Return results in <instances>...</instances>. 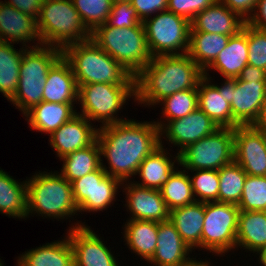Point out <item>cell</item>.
Masks as SVG:
<instances>
[{
	"instance_id": "41",
	"label": "cell",
	"mask_w": 266,
	"mask_h": 266,
	"mask_svg": "<svg viewBox=\"0 0 266 266\" xmlns=\"http://www.w3.org/2000/svg\"><path fill=\"white\" fill-rule=\"evenodd\" d=\"M242 29L247 33L248 65L266 70V31L254 28L246 22Z\"/></svg>"
},
{
	"instance_id": "19",
	"label": "cell",
	"mask_w": 266,
	"mask_h": 266,
	"mask_svg": "<svg viewBox=\"0 0 266 266\" xmlns=\"http://www.w3.org/2000/svg\"><path fill=\"white\" fill-rule=\"evenodd\" d=\"M0 41L13 44L20 42L26 48L40 46L37 20L0 0ZM31 41L37 42L31 46L28 44Z\"/></svg>"
},
{
	"instance_id": "6",
	"label": "cell",
	"mask_w": 266,
	"mask_h": 266,
	"mask_svg": "<svg viewBox=\"0 0 266 266\" xmlns=\"http://www.w3.org/2000/svg\"><path fill=\"white\" fill-rule=\"evenodd\" d=\"M91 39L134 78L152 60L143 25L118 28L105 23L92 32Z\"/></svg>"
},
{
	"instance_id": "32",
	"label": "cell",
	"mask_w": 266,
	"mask_h": 266,
	"mask_svg": "<svg viewBox=\"0 0 266 266\" xmlns=\"http://www.w3.org/2000/svg\"><path fill=\"white\" fill-rule=\"evenodd\" d=\"M230 36L190 32L187 54L204 71L226 47Z\"/></svg>"
},
{
	"instance_id": "5",
	"label": "cell",
	"mask_w": 266,
	"mask_h": 266,
	"mask_svg": "<svg viewBox=\"0 0 266 266\" xmlns=\"http://www.w3.org/2000/svg\"><path fill=\"white\" fill-rule=\"evenodd\" d=\"M37 30L41 45L61 50L92 37L72 0H44L37 19Z\"/></svg>"
},
{
	"instance_id": "39",
	"label": "cell",
	"mask_w": 266,
	"mask_h": 266,
	"mask_svg": "<svg viewBox=\"0 0 266 266\" xmlns=\"http://www.w3.org/2000/svg\"><path fill=\"white\" fill-rule=\"evenodd\" d=\"M114 0H72L75 9L86 27L93 32L105 24L111 13Z\"/></svg>"
},
{
	"instance_id": "3",
	"label": "cell",
	"mask_w": 266,
	"mask_h": 266,
	"mask_svg": "<svg viewBox=\"0 0 266 266\" xmlns=\"http://www.w3.org/2000/svg\"><path fill=\"white\" fill-rule=\"evenodd\" d=\"M62 55L70 64L78 87L93 83L135 84V78L91 38L66 46Z\"/></svg>"
},
{
	"instance_id": "44",
	"label": "cell",
	"mask_w": 266,
	"mask_h": 266,
	"mask_svg": "<svg viewBox=\"0 0 266 266\" xmlns=\"http://www.w3.org/2000/svg\"><path fill=\"white\" fill-rule=\"evenodd\" d=\"M216 1L217 0H168L167 10L191 22L199 12L212 6Z\"/></svg>"
},
{
	"instance_id": "37",
	"label": "cell",
	"mask_w": 266,
	"mask_h": 266,
	"mask_svg": "<svg viewBox=\"0 0 266 266\" xmlns=\"http://www.w3.org/2000/svg\"><path fill=\"white\" fill-rule=\"evenodd\" d=\"M108 174L102 167L74 180L72 184L73 198L78 207V213L94 212L95 180H103Z\"/></svg>"
},
{
	"instance_id": "15",
	"label": "cell",
	"mask_w": 266,
	"mask_h": 266,
	"mask_svg": "<svg viewBox=\"0 0 266 266\" xmlns=\"http://www.w3.org/2000/svg\"><path fill=\"white\" fill-rule=\"evenodd\" d=\"M219 127L199 107L183 118L168 121L160 129V141L178 147L179 153L187 145L214 133ZM180 148V149H179Z\"/></svg>"
},
{
	"instance_id": "22",
	"label": "cell",
	"mask_w": 266,
	"mask_h": 266,
	"mask_svg": "<svg viewBox=\"0 0 266 266\" xmlns=\"http://www.w3.org/2000/svg\"><path fill=\"white\" fill-rule=\"evenodd\" d=\"M78 91L79 87L72 68L62 55L47 73L43 101L78 104Z\"/></svg>"
},
{
	"instance_id": "48",
	"label": "cell",
	"mask_w": 266,
	"mask_h": 266,
	"mask_svg": "<svg viewBox=\"0 0 266 266\" xmlns=\"http://www.w3.org/2000/svg\"><path fill=\"white\" fill-rule=\"evenodd\" d=\"M246 23L254 28L266 31V0H257L254 12Z\"/></svg>"
},
{
	"instance_id": "4",
	"label": "cell",
	"mask_w": 266,
	"mask_h": 266,
	"mask_svg": "<svg viewBox=\"0 0 266 266\" xmlns=\"http://www.w3.org/2000/svg\"><path fill=\"white\" fill-rule=\"evenodd\" d=\"M27 180V216L69 219L78 215L72 184L58 171H39Z\"/></svg>"
},
{
	"instance_id": "49",
	"label": "cell",
	"mask_w": 266,
	"mask_h": 266,
	"mask_svg": "<svg viewBox=\"0 0 266 266\" xmlns=\"http://www.w3.org/2000/svg\"><path fill=\"white\" fill-rule=\"evenodd\" d=\"M235 79L245 82L266 81V70L252 65H246Z\"/></svg>"
},
{
	"instance_id": "38",
	"label": "cell",
	"mask_w": 266,
	"mask_h": 266,
	"mask_svg": "<svg viewBox=\"0 0 266 266\" xmlns=\"http://www.w3.org/2000/svg\"><path fill=\"white\" fill-rule=\"evenodd\" d=\"M191 173L189 178L195 200L202 203L218 202V170H192Z\"/></svg>"
},
{
	"instance_id": "2",
	"label": "cell",
	"mask_w": 266,
	"mask_h": 266,
	"mask_svg": "<svg viewBox=\"0 0 266 266\" xmlns=\"http://www.w3.org/2000/svg\"><path fill=\"white\" fill-rule=\"evenodd\" d=\"M203 77L204 71L187 53L154 57L135 77V102L155 108L167 96L197 89Z\"/></svg>"
},
{
	"instance_id": "51",
	"label": "cell",
	"mask_w": 266,
	"mask_h": 266,
	"mask_svg": "<svg viewBox=\"0 0 266 266\" xmlns=\"http://www.w3.org/2000/svg\"><path fill=\"white\" fill-rule=\"evenodd\" d=\"M210 260H196V258H193L191 261L188 263L182 265V266H211Z\"/></svg>"
},
{
	"instance_id": "47",
	"label": "cell",
	"mask_w": 266,
	"mask_h": 266,
	"mask_svg": "<svg viewBox=\"0 0 266 266\" xmlns=\"http://www.w3.org/2000/svg\"><path fill=\"white\" fill-rule=\"evenodd\" d=\"M15 9L32 16L36 20L39 17L40 10L44 0H4Z\"/></svg>"
},
{
	"instance_id": "21",
	"label": "cell",
	"mask_w": 266,
	"mask_h": 266,
	"mask_svg": "<svg viewBox=\"0 0 266 266\" xmlns=\"http://www.w3.org/2000/svg\"><path fill=\"white\" fill-rule=\"evenodd\" d=\"M245 20L217 0L199 12L191 21L190 32H207L234 36L242 30Z\"/></svg>"
},
{
	"instance_id": "28",
	"label": "cell",
	"mask_w": 266,
	"mask_h": 266,
	"mask_svg": "<svg viewBox=\"0 0 266 266\" xmlns=\"http://www.w3.org/2000/svg\"><path fill=\"white\" fill-rule=\"evenodd\" d=\"M258 254L266 249V212L240 211L236 233V248Z\"/></svg>"
},
{
	"instance_id": "14",
	"label": "cell",
	"mask_w": 266,
	"mask_h": 266,
	"mask_svg": "<svg viewBox=\"0 0 266 266\" xmlns=\"http://www.w3.org/2000/svg\"><path fill=\"white\" fill-rule=\"evenodd\" d=\"M228 96L233 119L239 125H254L266 100V81L228 80Z\"/></svg>"
},
{
	"instance_id": "9",
	"label": "cell",
	"mask_w": 266,
	"mask_h": 266,
	"mask_svg": "<svg viewBox=\"0 0 266 266\" xmlns=\"http://www.w3.org/2000/svg\"><path fill=\"white\" fill-rule=\"evenodd\" d=\"M142 23L152 58L188 52L191 22L186 18L166 10L145 19Z\"/></svg>"
},
{
	"instance_id": "35",
	"label": "cell",
	"mask_w": 266,
	"mask_h": 266,
	"mask_svg": "<svg viewBox=\"0 0 266 266\" xmlns=\"http://www.w3.org/2000/svg\"><path fill=\"white\" fill-rule=\"evenodd\" d=\"M176 169L168 181L160 189L169 210L183 207L194 203L196 200L193 195L189 172L186 170Z\"/></svg>"
},
{
	"instance_id": "13",
	"label": "cell",
	"mask_w": 266,
	"mask_h": 266,
	"mask_svg": "<svg viewBox=\"0 0 266 266\" xmlns=\"http://www.w3.org/2000/svg\"><path fill=\"white\" fill-rule=\"evenodd\" d=\"M234 161L247 175L266 176V133L254 125L234 128Z\"/></svg>"
},
{
	"instance_id": "10",
	"label": "cell",
	"mask_w": 266,
	"mask_h": 266,
	"mask_svg": "<svg viewBox=\"0 0 266 266\" xmlns=\"http://www.w3.org/2000/svg\"><path fill=\"white\" fill-rule=\"evenodd\" d=\"M179 166L192 170H219L234 161V129L218 128L214 133L187 145L179 153Z\"/></svg>"
},
{
	"instance_id": "30",
	"label": "cell",
	"mask_w": 266,
	"mask_h": 266,
	"mask_svg": "<svg viewBox=\"0 0 266 266\" xmlns=\"http://www.w3.org/2000/svg\"><path fill=\"white\" fill-rule=\"evenodd\" d=\"M0 213L15 219L27 216V180L18 182L1 168Z\"/></svg>"
},
{
	"instance_id": "53",
	"label": "cell",
	"mask_w": 266,
	"mask_h": 266,
	"mask_svg": "<svg viewBox=\"0 0 266 266\" xmlns=\"http://www.w3.org/2000/svg\"><path fill=\"white\" fill-rule=\"evenodd\" d=\"M5 263H3V260L0 259V266H4Z\"/></svg>"
},
{
	"instance_id": "50",
	"label": "cell",
	"mask_w": 266,
	"mask_h": 266,
	"mask_svg": "<svg viewBox=\"0 0 266 266\" xmlns=\"http://www.w3.org/2000/svg\"><path fill=\"white\" fill-rule=\"evenodd\" d=\"M254 126L266 133V100L263 104L261 114L259 116V119L255 122Z\"/></svg>"
},
{
	"instance_id": "18",
	"label": "cell",
	"mask_w": 266,
	"mask_h": 266,
	"mask_svg": "<svg viewBox=\"0 0 266 266\" xmlns=\"http://www.w3.org/2000/svg\"><path fill=\"white\" fill-rule=\"evenodd\" d=\"M204 76L198 83V107L210 117L219 128H236L228 96V80L220 86L212 83V77Z\"/></svg>"
},
{
	"instance_id": "20",
	"label": "cell",
	"mask_w": 266,
	"mask_h": 266,
	"mask_svg": "<svg viewBox=\"0 0 266 266\" xmlns=\"http://www.w3.org/2000/svg\"><path fill=\"white\" fill-rule=\"evenodd\" d=\"M157 246L148 263L152 266H182L193 259L190 247L169 221L158 222Z\"/></svg>"
},
{
	"instance_id": "16",
	"label": "cell",
	"mask_w": 266,
	"mask_h": 266,
	"mask_svg": "<svg viewBox=\"0 0 266 266\" xmlns=\"http://www.w3.org/2000/svg\"><path fill=\"white\" fill-rule=\"evenodd\" d=\"M125 192V207L130 212V220L164 222L169 220L168 209L160 190L142 187L134 180L122 182Z\"/></svg>"
},
{
	"instance_id": "27",
	"label": "cell",
	"mask_w": 266,
	"mask_h": 266,
	"mask_svg": "<svg viewBox=\"0 0 266 266\" xmlns=\"http://www.w3.org/2000/svg\"><path fill=\"white\" fill-rule=\"evenodd\" d=\"M74 105L42 101L24 115L25 120L32 130L51 135L77 114Z\"/></svg>"
},
{
	"instance_id": "31",
	"label": "cell",
	"mask_w": 266,
	"mask_h": 266,
	"mask_svg": "<svg viewBox=\"0 0 266 266\" xmlns=\"http://www.w3.org/2000/svg\"><path fill=\"white\" fill-rule=\"evenodd\" d=\"M63 161L59 173L70 183L92 173L101 167V150L98 141L86 148L73 151L61 158Z\"/></svg>"
},
{
	"instance_id": "40",
	"label": "cell",
	"mask_w": 266,
	"mask_h": 266,
	"mask_svg": "<svg viewBox=\"0 0 266 266\" xmlns=\"http://www.w3.org/2000/svg\"><path fill=\"white\" fill-rule=\"evenodd\" d=\"M238 208L240 211H266V176H246Z\"/></svg>"
},
{
	"instance_id": "34",
	"label": "cell",
	"mask_w": 266,
	"mask_h": 266,
	"mask_svg": "<svg viewBox=\"0 0 266 266\" xmlns=\"http://www.w3.org/2000/svg\"><path fill=\"white\" fill-rule=\"evenodd\" d=\"M157 105H163L160 121L154 123L161 129L168 121L183 118L198 107V89H188L165 97ZM163 119V121H162Z\"/></svg>"
},
{
	"instance_id": "7",
	"label": "cell",
	"mask_w": 266,
	"mask_h": 266,
	"mask_svg": "<svg viewBox=\"0 0 266 266\" xmlns=\"http://www.w3.org/2000/svg\"><path fill=\"white\" fill-rule=\"evenodd\" d=\"M61 56V49L45 45L27 48L23 52L18 87L9 100L22 112L23 117L43 101L47 73Z\"/></svg>"
},
{
	"instance_id": "43",
	"label": "cell",
	"mask_w": 266,
	"mask_h": 266,
	"mask_svg": "<svg viewBox=\"0 0 266 266\" xmlns=\"http://www.w3.org/2000/svg\"><path fill=\"white\" fill-rule=\"evenodd\" d=\"M106 24L112 27L129 28L143 25L130 0H114Z\"/></svg>"
},
{
	"instance_id": "17",
	"label": "cell",
	"mask_w": 266,
	"mask_h": 266,
	"mask_svg": "<svg viewBox=\"0 0 266 266\" xmlns=\"http://www.w3.org/2000/svg\"><path fill=\"white\" fill-rule=\"evenodd\" d=\"M98 128L85 116L76 114L49 135L50 146L63 158L73 151L88 147L97 140Z\"/></svg>"
},
{
	"instance_id": "42",
	"label": "cell",
	"mask_w": 266,
	"mask_h": 266,
	"mask_svg": "<svg viewBox=\"0 0 266 266\" xmlns=\"http://www.w3.org/2000/svg\"><path fill=\"white\" fill-rule=\"evenodd\" d=\"M122 188V182L110 175L103 180H95L94 190V213L106 210L113 205L118 195V190ZM118 189V190H117Z\"/></svg>"
},
{
	"instance_id": "11",
	"label": "cell",
	"mask_w": 266,
	"mask_h": 266,
	"mask_svg": "<svg viewBox=\"0 0 266 266\" xmlns=\"http://www.w3.org/2000/svg\"><path fill=\"white\" fill-rule=\"evenodd\" d=\"M239 212L238 205L235 204L205 203L201 250L221 257L231 250H236Z\"/></svg>"
},
{
	"instance_id": "46",
	"label": "cell",
	"mask_w": 266,
	"mask_h": 266,
	"mask_svg": "<svg viewBox=\"0 0 266 266\" xmlns=\"http://www.w3.org/2000/svg\"><path fill=\"white\" fill-rule=\"evenodd\" d=\"M231 11L236 12L245 21L252 15L257 0H219Z\"/></svg>"
},
{
	"instance_id": "23",
	"label": "cell",
	"mask_w": 266,
	"mask_h": 266,
	"mask_svg": "<svg viewBox=\"0 0 266 266\" xmlns=\"http://www.w3.org/2000/svg\"><path fill=\"white\" fill-rule=\"evenodd\" d=\"M163 145L164 142L160 141V146L149 154L140 164L136 175L139 174L138 176H140L141 182L134 181L137 185L160 190L168 181L171 174L176 169H179V154L176 153V155H174L175 157L171 156L169 151L164 149L165 146ZM175 164H178V167H176Z\"/></svg>"
},
{
	"instance_id": "26",
	"label": "cell",
	"mask_w": 266,
	"mask_h": 266,
	"mask_svg": "<svg viewBox=\"0 0 266 266\" xmlns=\"http://www.w3.org/2000/svg\"><path fill=\"white\" fill-rule=\"evenodd\" d=\"M43 244L22 253L17 266H74V253L68 238Z\"/></svg>"
},
{
	"instance_id": "29",
	"label": "cell",
	"mask_w": 266,
	"mask_h": 266,
	"mask_svg": "<svg viewBox=\"0 0 266 266\" xmlns=\"http://www.w3.org/2000/svg\"><path fill=\"white\" fill-rule=\"evenodd\" d=\"M124 227V242L129 250L149 261L155 253L158 241V222L144 220H126Z\"/></svg>"
},
{
	"instance_id": "25",
	"label": "cell",
	"mask_w": 266,
	"mask_h": 266,
	"mask_svg": "<svg viewBox=\"0 0 266 266\" xmlns=\"http://www.w3.org/2000/svg\"><path fill=\"white\" fill-rule=\"evenodd\" d=\"M204 217L205 203L199 201L170 210L169 221L192 251L201 249Z\"/></svg>"
},
{
	"instance_id": "33",
	"label": "cell",
	"mask_w": 266,
	"mask_h": 266,
	"mask_svg": "<svg viewBox=\"0 0 266 266\" xmlns=\"http://www.w3.org/2000/svg\"><path fill=\"white\" fill-rule=\"evenodd\" d=\"M14 47L13 43L0 41V93L7 101L16 93L23 52L27 49L22 46L17 51Z\"/></svg>"
},
{
	"instance_id": "24",
	"label": "cell",
	"mask_w": 266,
	"mask_h": 266,
	"mask_svg": "<svg viewBox=\"0 0 266 266\" xmlns=\"http://www.w3.org/2000/svg\"><path fill=\"white\" fill-rule=\"evenodd\" d=\"M246 65H248L247 33L242 29L236 35L230 36L226 47L204 70V76H209V71L213 69L227 80L235 79Z\"/></svg>"
},
{
	"instance_id": "12",
	"label": "cell",
	"mask_w": 266,
	"mask_h": 266,
	"mask_svg": "<svg viewBox=\"0 0 266 266\" xmlns=\"http://www.w3.org/2000/svg\"><path fill=\"white\" fill-rule=\"evenodd\" d=\"M71 225L66 234L73 249L74 266H120L117 257L91 226L82 221Z\"/></svg>"
},
{
	"instance_id": "36",
	"label": "cell",
	"mask_w": 266,
	"mask_h": 266,
	"mask_svg": "<svg viewBox=\"0 0 266 266\" xmlns=\"http://www.w3.org/2000/svg\"><path fill=\"white\" fill-rule=\"evenodd\" d=\"M246 176L245 171L235 161L219 169L218 202L238 205L242 197Z\"/></svg>"
},
{
	"instance_id": "8",
	"label": "cell",
	"mask_w": 266,
	"mask_h": 266,
	"mask_svg": "<svg viewBox=\"0 0 266 266\" xmlns=\"http://www.w3.org/2000/svg\"><path fill=\"white\" fill-rule=\"evenodd\" d=\"M136 98L135 84H108L93 83L80 85L78 91V104H81V112L90 122H100V128L125 121L117 114L127 100Z\"/></svg>"
},
{
	"instance_id": "45",
	"label": "cell",
	"mask_w": 266,
	"mask_h": 266,
	"mask_svg": "<svg viewBox=\"0 0 266 266\" xmlns=\"http://www.w3.org/2000/svg\"><path fill=\"white\" fill-rule=\"evenodd\" d=\"M139 19L143 22L155 13L167 10L168 0H130Z\"/></svg>"
},
{
	"instance_id": "52",
	"label": "cell",
	"mask_w": 266,
	"mask_h": 266,
	"mask_svg": "<svg viewBox=\"0 0 266 266\" xmlns=\"http://www.w3.org/2000/svg\"><path fill=\"white\" fill-rule=\"evenodd\" d=\"M260 266H266V249L258 253ZM262 264V265H261Z\"/></svg>"
},
{
	"instance_id": "1",
	"label": "cell",
	"mask_w": 266,
	"mask_h": 266,
	"mask_svg": "<svg viewBox=\"0 0 266 266\" xmlns=\"http://www.w3.org/2000/svg\"><path fill=\"white\" fill-rule=\"evenodd\" d=\"M101 167L121 182L133 180L140 164L160 146V129L153 121L127 119L98 128ZM103 157L108 167L103 163ZM108 168V169H107Z\"/></svg>"
}]
</instances>
